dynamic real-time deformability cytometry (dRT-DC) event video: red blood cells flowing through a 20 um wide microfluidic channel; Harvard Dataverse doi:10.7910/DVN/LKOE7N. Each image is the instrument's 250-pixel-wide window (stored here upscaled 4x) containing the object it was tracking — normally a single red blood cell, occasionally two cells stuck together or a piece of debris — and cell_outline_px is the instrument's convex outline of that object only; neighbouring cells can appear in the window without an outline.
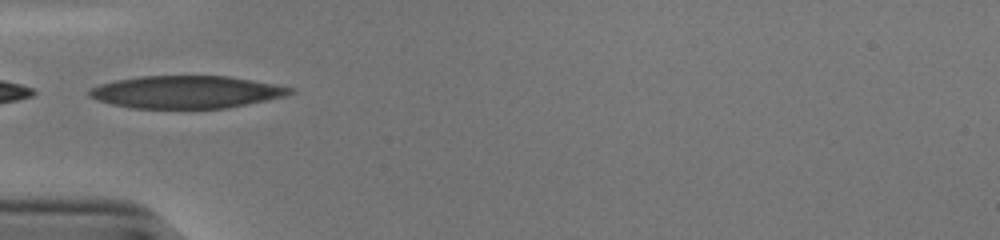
{"species": "human", "species_latin": "Homo sapiens", "temperature_condition": "cold", "stored_images_in_passage": 34, "camera_frame_rate_fps": 3000, "um_per_image_px": 0.085, "donor": {"sex": "male"}, "frame": {"image": 1, "passage_image": 1, "time_ms": 0.0, "image_size_px": [1000, 240], "cell_outline_px": [[296, 92], [288, 96], [228, 108], [132, 108], [112, 104], [96, 100], [88, 96], [88, 88], [100, 84], [116, 80], [140, 76], [228, 76], [252, 80], [296, 88]], "centroid_in_image_um": [15.86, 7.82], "position_along_channel_um": 69.1, "area_um2": 38.32}}
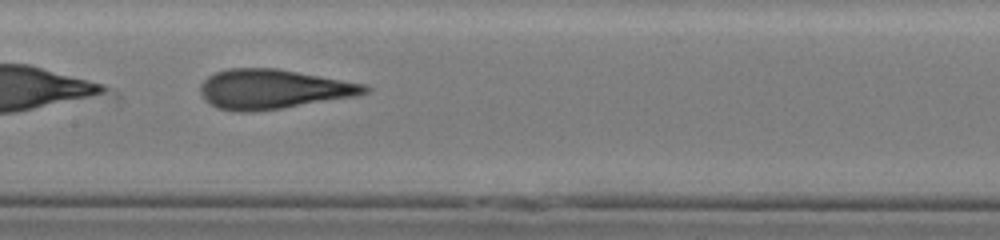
{"frame": {"image": 2, "passage_image": 10, "time_ms": 3.0, "image_size_px": [1000, 240], "cell_outline_px": [[372, 88], [368, 92], [356, 96], [280, 108], [252, 112], [236, 112], [216, 108], [204, 100], [200, 92], [200, 84], [208, 76], [216, 72], [228, 68], [276, 68], [368, 84]], "centroid_in_image_um": [23.2, 7.57], "position_along_channel_um": 184.2, "area_um2": 38.09}}
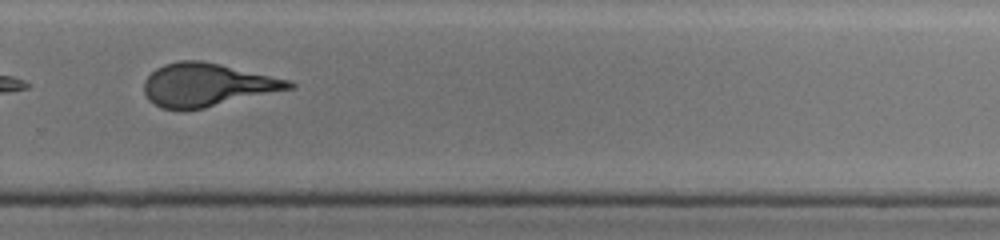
{"frame": {"image": 3, "passage_image": 20, "time_ms": 6.333, "image_size_px": [1000, 240], "cell_outline_px": [[296, 88], [204, 108], [184, 112], [180, 112], [160, 108], [148, 100], [144, 92], [144, 80], [156, 68], [164, 64], [180, 60], [200, 60], [220, 64], [292, 80], [296, 84]], "centroid_in_image_um": [17.6, 7.24], "position_along_channel_um": 312.2, "area_um2": 37.11}, "authors_computed_cell_mechanics": {"area_um2": 37.0498, "velocity_mm_per_s": 3.8435, "shape_relaxation_time_tau1_ms": 4.8446, "shape_relaxation_time_tau2_ms": 1.1027, "deformation_change_tau1": 0.2207, "deformation_change_tau2": 0.1089}}